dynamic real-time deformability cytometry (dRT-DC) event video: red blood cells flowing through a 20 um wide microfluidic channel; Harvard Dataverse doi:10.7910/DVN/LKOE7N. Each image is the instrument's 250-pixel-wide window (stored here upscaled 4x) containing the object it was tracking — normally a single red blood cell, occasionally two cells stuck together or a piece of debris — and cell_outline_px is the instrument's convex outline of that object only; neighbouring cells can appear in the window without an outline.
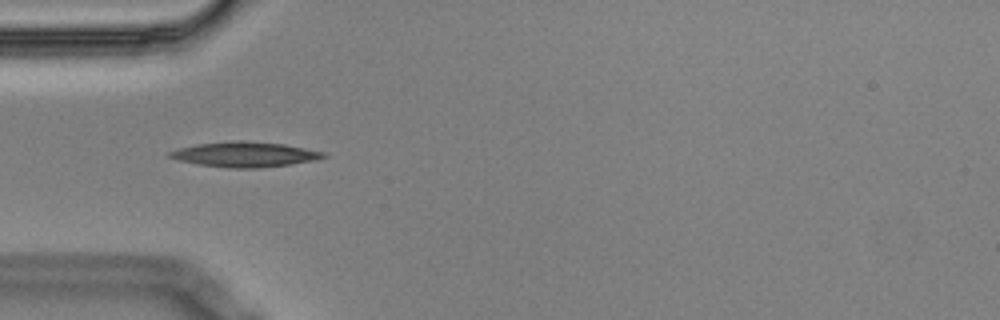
{"species": "Egyptian fruit bat (a non-hibernating species)", "species_latin": "Rousettus aegyptiacus", "temperature_condition": "cold", "stored_images_in_passage": 3, "camera_frame_rate_fps": 3000, "um_per_image_px": 0.085, "animal": {"sex": "male"}, "frame": {"image": 1, "passage_image": 3, "time_ms": 0.667, "image_size_px": [1000, 320], "cell_outline_px": [[328, 156], [316, 160], [292, 164], [256, 168], [228, 168], [200, 164], [180, 160], [164, 156], [168, 152], [180, 148], [196, 144], [232, 140], [240, 140], [284, 144], [324, 152]], "centroid_in_image_um": [20.8, 13.12], "position_along_channel_um": 64.2, "area_um2": 22.48}}